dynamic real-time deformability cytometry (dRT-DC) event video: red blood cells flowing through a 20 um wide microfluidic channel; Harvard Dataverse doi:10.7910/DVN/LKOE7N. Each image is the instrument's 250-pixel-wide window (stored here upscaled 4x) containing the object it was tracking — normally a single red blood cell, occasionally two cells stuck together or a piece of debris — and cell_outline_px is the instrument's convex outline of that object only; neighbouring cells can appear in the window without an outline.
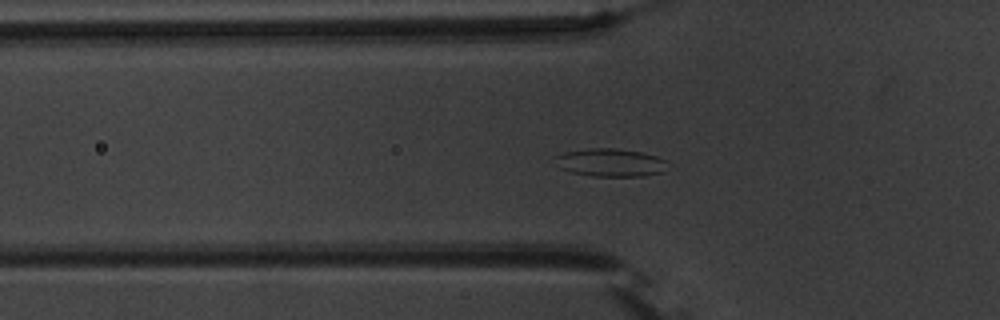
{"species": "common noctule bat (a hibernating species)", "species_latin": "Nyctalus noctula", "temperature_condition": "warm", "stored_images_in_passage": 38, "camera_frame_rate_fps": 3000, "um_per_image_px": 0.085, "animal": {"sex": "male", "body_mass_g": 20.1, "forearm_length_mm": 53.5}, "frame": {"image": 1, "passage_image": 3, "time_ms": 0.667, "image_size_px": [1000, 320], "cell_outline_px": [[668, 160], [664, 172], [644, 176], [592, 176], [572, 172], [560, 168], [556, 156], [564, 152], [588, 148], [616, 148], [640, 152], [656, 156]], "centroid_in_image_um": [51.94, 13.82], "position_along_channel_um": 73.9, "area_um2": 18.26}}
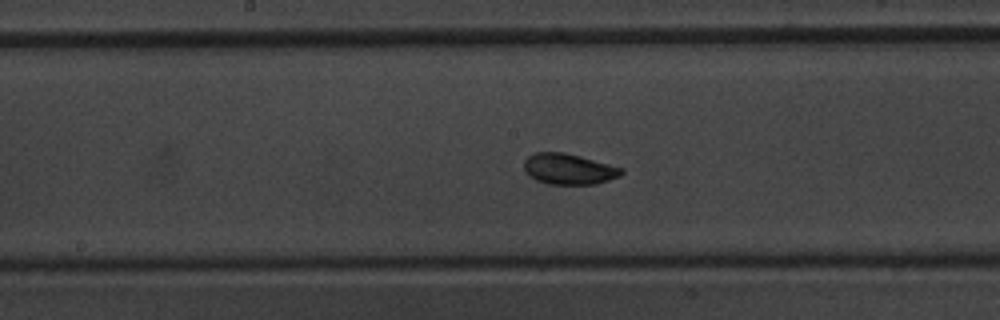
{"frame": {"image": 2, "passage_image": 13, "time_ms": 4.0, "image_size_px": [1000, 320], "cell_outline_px": [[624, 172], [620, 176], [596, 184], [548, 184], [536, 180], [528, 176], [524, 172], [524, 160], [528, 156], [536, 152], [564, 152], [580, 156], [624, 168]], "centroid_in_image_um": [48.33, 14.37], "position_along_channel_um": 199.9, "area_um2": 17.63}}
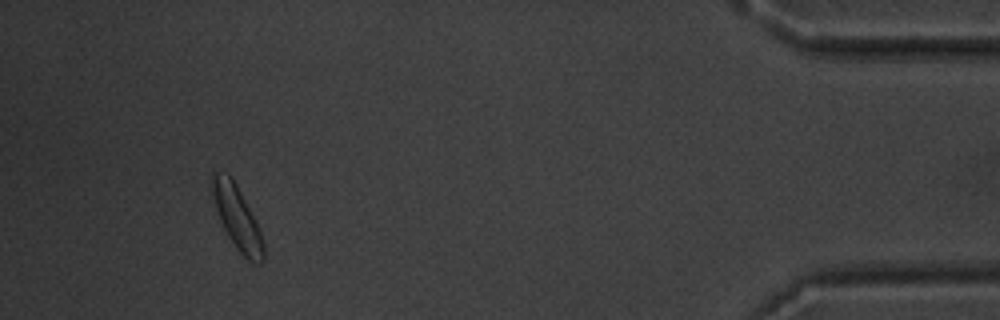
{"frame": {"image": 3, "passage_image": 35, "time_ms": 11.333, "image_size_px": [1000, 320], "cell_outline_px": [[264, 260], [260, 264], [252, 264], [236, 248], [228, 236], [220, 220], [208, 184], [208, 180], [212, 172], [228, 172], [232, 176], [256, 220], [260, 228], [264, 244]], "centroid_in_image_um": [20.13, 18.44], "position_along_channel_um": 415.1, "area_um2": 19.48}, "authors_computed_cell_mechanics": {"area_um2": 17.6001, "velocity_mm_per_s": 3.7571, "shape_relaxation_time_tau1_ms": 1.8273, "shape_relaxation_time_tau2_ms": null, "deformation_change_tau1": 0.0766, "deformation_change_tau2": null}}